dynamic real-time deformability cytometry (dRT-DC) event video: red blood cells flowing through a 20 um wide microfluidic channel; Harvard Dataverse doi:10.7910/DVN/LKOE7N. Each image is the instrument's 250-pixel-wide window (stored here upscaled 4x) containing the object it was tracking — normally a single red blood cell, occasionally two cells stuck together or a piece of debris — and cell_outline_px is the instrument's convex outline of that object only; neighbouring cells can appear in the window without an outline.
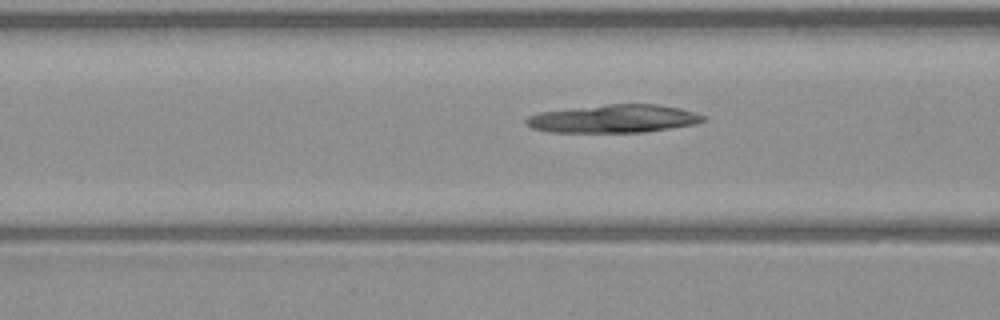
{"species": "common noctule bat (a hibernating species)", "species_latin": "Nyctalus noctula", "temperature_condition": "warm", "stored_images_in_passage": 9, "camera_frame_rate_fps": 3000, "um_per_image_px": 0.085, "animal": {"sex": "male", "body_mass_g": 23.1, "forearm_length_mm": 52.7}, "frame": {"image": 1, "passage_image": 7, "time_ms": 2.0, "image_size_px": [1000, 320], "cell_outline_px": [[708, 120], [696, 124], [644, 132], [548, 132], [532, 128], [524, 124], [524, 120], [528, 116], [540, 112], [572, 108], [608, 104], [660, 104], [680, 108], [696, 112], [704, 116]], "centroid_in_image_um": [52.18, 10.09], "position_along_channel_um": 114.4, "area_um2": 29.13}}